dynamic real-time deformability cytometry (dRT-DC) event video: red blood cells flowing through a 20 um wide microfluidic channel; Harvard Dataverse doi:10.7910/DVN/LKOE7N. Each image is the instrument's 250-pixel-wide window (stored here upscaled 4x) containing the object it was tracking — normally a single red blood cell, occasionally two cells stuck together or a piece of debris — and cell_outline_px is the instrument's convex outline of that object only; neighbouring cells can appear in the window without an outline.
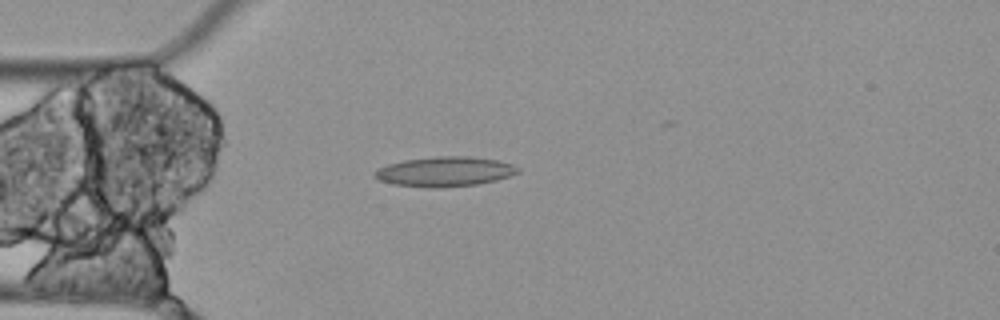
{"species": "Egyptian fruit bat (a non-hibernating species)", "species_latin": "Rousettus aegyptiacus", "temperature_condition": "cold", "stored_images_in_passage": 5, "camera_frame_rate_fps": 3000, "um_per_image_px": 0.085, "animal": {"sex": "female"}, "frame": {"image": 1, "passage_image": 4, "time_ms": 1.0, "image_size_px": [1000, 320], "cell_outline_px": [[520, 172], [496, 180], [476, 184], [440, 188], [428, 188], [392, 184], [380, 180], [372, 176], [372, 172], [376, 168], [388, 164], [404, 160], [436, 156], [468, 156], [496, 160], [512, 164], [520, 168]], "centroid_in_image_um": [37.75, 14.59], "position_along_channel_um": 47.2, "area_um2": 25.03}}